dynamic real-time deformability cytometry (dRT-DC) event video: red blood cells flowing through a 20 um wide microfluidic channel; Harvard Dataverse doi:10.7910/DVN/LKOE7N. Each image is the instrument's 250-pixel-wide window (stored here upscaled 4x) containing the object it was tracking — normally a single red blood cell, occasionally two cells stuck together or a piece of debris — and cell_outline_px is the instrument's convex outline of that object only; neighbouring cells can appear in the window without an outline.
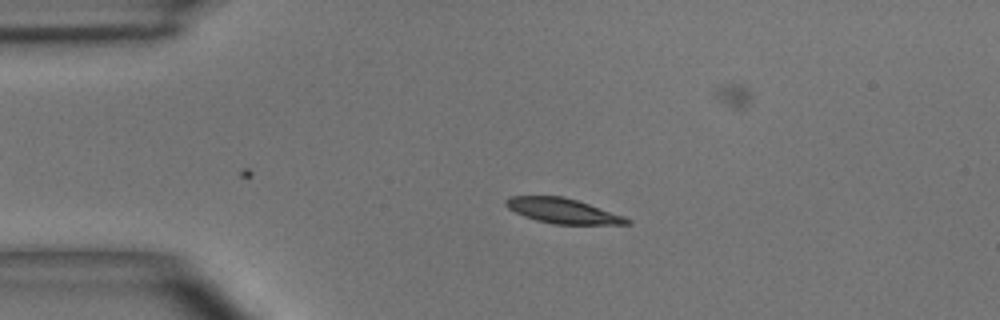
{"species": "common noctule bat (a hibernating species)", "species_latin": "Nyctalus noctula", "temperature_condition": "room temperature", "stored_images_in_passage": 4, "camera_frame_rate_fps": 3000, "um_per_image_px": 0.085, "animal": {"sex": "male", "body_mass_g": 15.6}, "frame": {"image": 1, "passage_image": 3, "time_ms": 2.333, "image_size_px": [1000, 320], "cell_outline_px": [[632, 224], [552, 224], [536, 220], [524, 216], [508, 208], [504, 204], [504, 200], [508, 196], [564, 196], [624, 216], [632, 220]], "centroid_in_image_um": [47.81, 17.92], "position_along_channel_um": 37.2, "area_um2": 17.57}}